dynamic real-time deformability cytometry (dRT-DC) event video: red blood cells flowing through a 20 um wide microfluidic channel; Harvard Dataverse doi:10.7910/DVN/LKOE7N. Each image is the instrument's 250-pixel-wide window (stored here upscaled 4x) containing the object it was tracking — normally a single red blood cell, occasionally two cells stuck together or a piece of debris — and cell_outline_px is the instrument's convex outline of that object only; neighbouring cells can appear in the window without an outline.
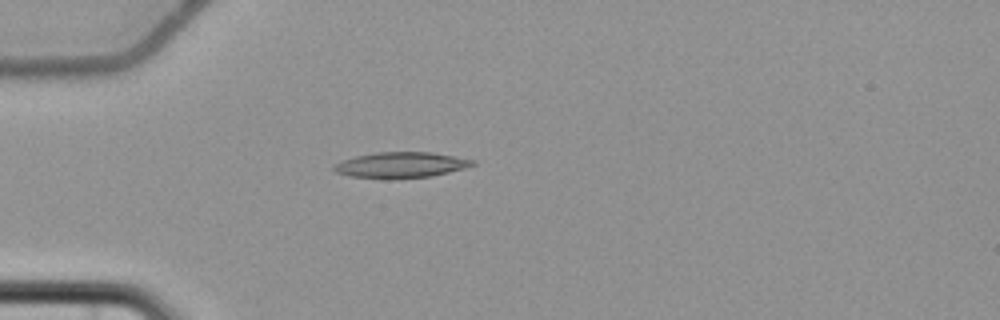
{"species": "common noctule bat (a hibernating species)", "species_latin": "Nyctalus noctula", "temperature_condition": "cold", "stored_images_in_passage": 4, "camera_frame_rate_fps": 3000, "um_per_image_px": 0.085, "animal": {"sex": "female", "body_mass_g": 22.7, "forearm_length_mm": 54.2}, "frame": {"image": 1, "passage_image": 4, "time_ms": 3.667, "image_size_px": [1000, 320], "cell_outline_px": [[476, 164], [464, 168], [432, 176], [388, 180], [384, 180], [352, 176], [336, 172], [332, 168], [336, 164], [344, 160], [356, 156], [376, 152], [432, 152], [476, 160]], "centroid_in_image_um": [34.09, 14.03], "position_along_channel_um": 50.9, "area_um2": 20.92}}